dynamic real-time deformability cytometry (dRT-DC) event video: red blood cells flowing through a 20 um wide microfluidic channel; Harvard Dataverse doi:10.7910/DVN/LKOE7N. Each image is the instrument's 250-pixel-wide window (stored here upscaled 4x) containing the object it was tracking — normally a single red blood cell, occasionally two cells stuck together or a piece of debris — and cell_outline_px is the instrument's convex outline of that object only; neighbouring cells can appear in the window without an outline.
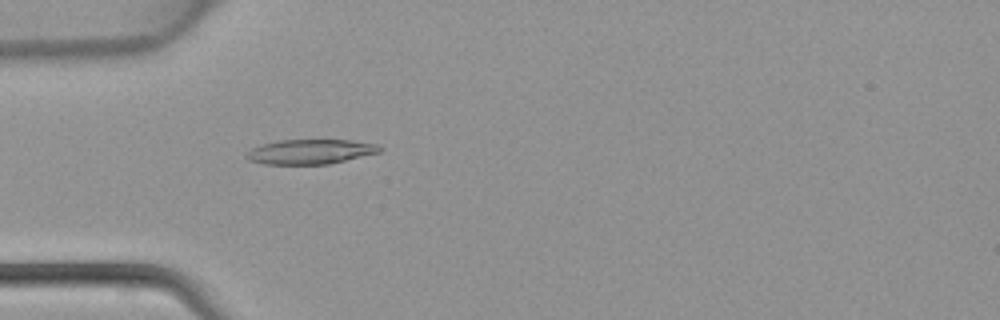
{"species": "common noctule bat (a hibernating species)", "species_latin": "Nyctalus noctula", "temperature_condition": "warm", "stored_images_in_passage": 45, "camera_frame_rate_fps": 3000, "um_per_image_px": 0.085, "animal": {"sex": "female", "body_mass_g": 22.7, "forearm_length_mm": 54.2}, "frame": {"image": 1, "passage_image": 14, "time_ms": 4.333, "image_size_px": [1000, 320], "cell_outline_px": [[372, 152], [340, 160], [320, 164], [276, 164], [260, 160], [272, 144], [292, 140], [340, 140], [360, 144]], "centroid_in_image_um": [26.55, 12.9], "position_along_channel_um": 58.5, "area_um2": 14.74}}
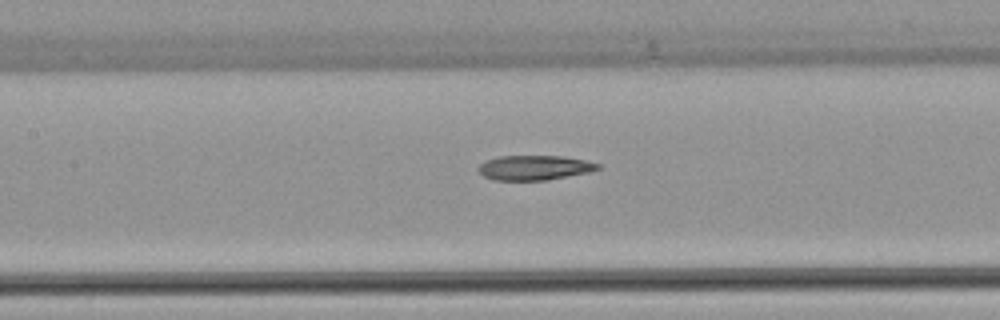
{"frame": {"image": 2, "passage_image": 21, "time_ms": 6.667, "image_size_px": [1000, 320], "cell_outline_px": [[596, 168], [580, 172], [560, 176], [536, 180], [504, 180], [488, 176], [480, 168], [484, 164], [492, 160], [508, 156], [552, 156], [580, 160], [596, 164]], "centroid_in_image_um": [45.38, 14.24], "position_along_channel_um": 162.0, "area_um2": 15.09}}
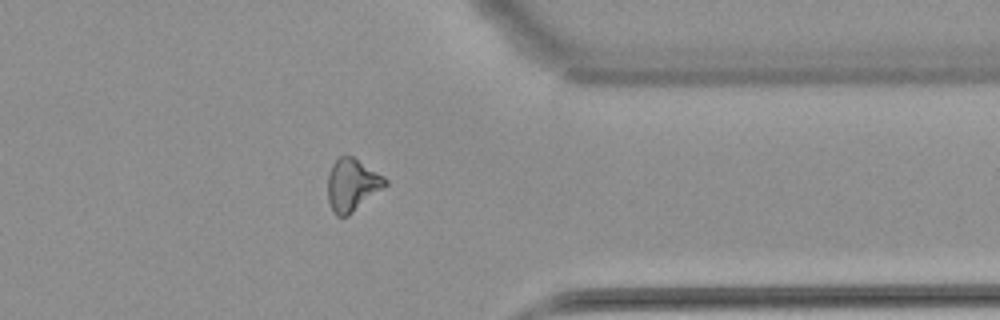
{"frame": {"image": 3, "passage_image": 36, "time_ms": 11.667, "image_size_px": [1000, 320], "cell_outline_px": [[384, 184], [344, 216], [340, 216], [332, 208], [328, 192], [328, 184], [332, 168], [336, 164], [352, 160], [356, 160], [380, 176], [384, 180]], "centroid_in_image_um": [29.87, 15.78], "position_along_channel_um": 381.5, "area_um2": 14.57}}